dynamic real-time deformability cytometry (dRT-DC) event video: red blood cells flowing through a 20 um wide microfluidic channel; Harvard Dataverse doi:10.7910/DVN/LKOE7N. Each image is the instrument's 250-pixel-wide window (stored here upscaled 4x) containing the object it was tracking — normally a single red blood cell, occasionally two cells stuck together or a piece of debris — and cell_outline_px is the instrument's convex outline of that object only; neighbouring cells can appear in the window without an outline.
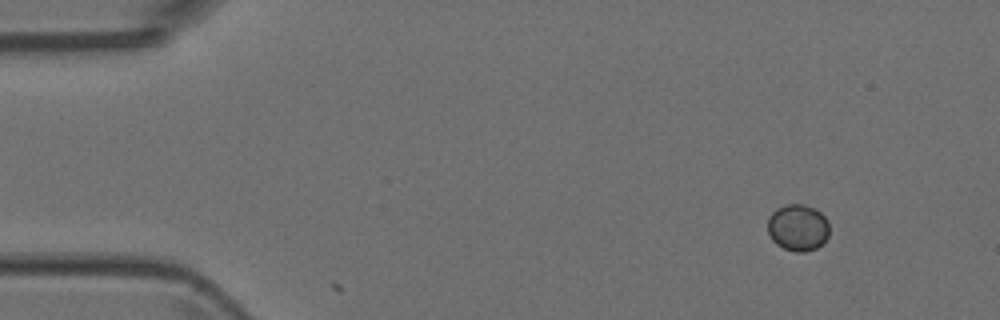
{"species": "Egyptian fruit bat (a non-hibernating species)", "species_latin": "Rousettus aegyptiacus", "temperature_condition": "room temperature", "stored_images_in_passage": 5, "segment_of_instrument_passage": [1, 2], "camera_frame_rate_fps": 3000, "um_per_image_px": 0.085, "animal": {"sex": "female"}, "frame": {"image": 1, "passage_image": 1, "time_ms": 0.0, "image_size_px": [1000, 320], "cell_outline_px": [[828, 236], [816, 248], [804, 252], [796, 252], [784, 248], [776, 244], [772, 240], [768, 232], [768, 216], [776, 208], [788, 204], [804, 204], [816, 208], [828, 220]], "centroid_in_image_um": [67.8, 19.32], "position_along_channel_um": 17.2, "area_um2": 16.82}}
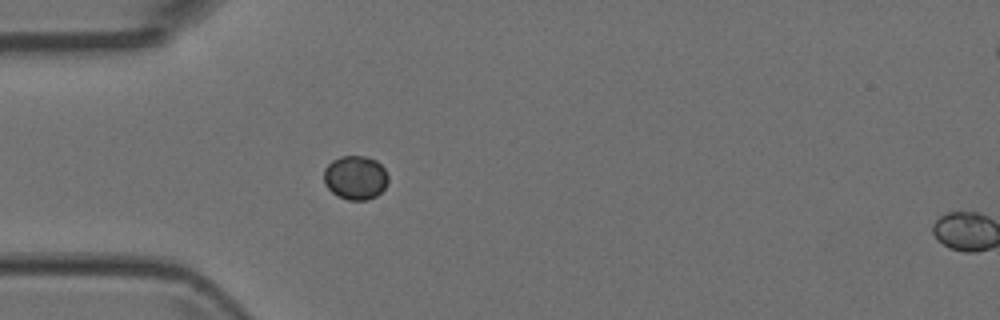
{"frame": {"image": 2, "passage_image": 4, "time_ms": 1.0, "image_size_px": [1000, 320], "cell_outline_px": [[388, 180], [384, 188], [376, 196], [368, 200], [348, 200], [332, 192], [324, 184], [324, 168], [332, 160], [340, 156], [368, 156], [376, 160], [384, 168], [388, 176]], "centroid_in_image_um": [30.21, 15.08], "position_along_channel_um": 54.8, "area_um2": 16.53}}